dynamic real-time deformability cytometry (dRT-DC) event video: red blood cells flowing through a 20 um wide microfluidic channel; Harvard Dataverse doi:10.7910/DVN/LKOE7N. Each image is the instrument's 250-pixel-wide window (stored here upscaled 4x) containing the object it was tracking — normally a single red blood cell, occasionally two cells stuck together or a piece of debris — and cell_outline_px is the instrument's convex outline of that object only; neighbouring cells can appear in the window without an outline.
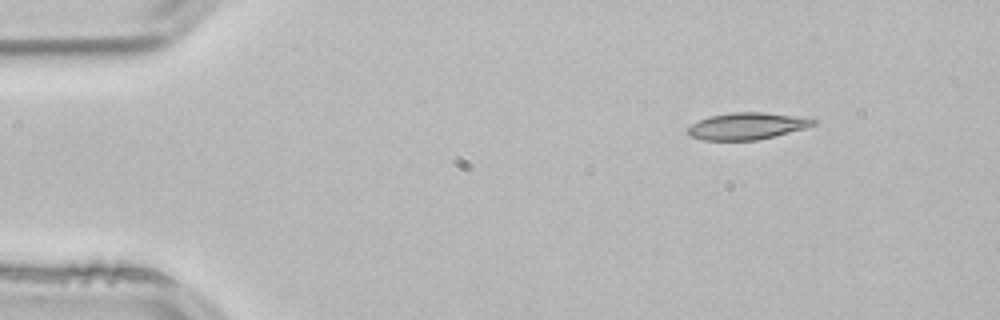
{"species": "common noctule bat (a hibernating species)", "species_latin": "Nyctalus noctula", "temperature_condition": "room temperature", "stored_images_in_passage": 2, "camera_frame_rate_fps": 3000, "um_per_image_px": 0.085, "animal": {"sex": "male", "body_mass_g": 21.5, "forearm_length_mm": 52.0}, "frame": {"image": 1, "passage_image": 1, "time_ms": 0.0, "image_size_px": [1000, 320], "cell_outline_px": [[820, 120], [816, 124], [804, 128], [756, 140], [704, 140], [688, 136], [688, 128], [692, 124], [708, 116], [732, 112], [760, 112], [792, 116]], "centroid_in_image_um": [63.45, 10.71], "position_along_channel_um": 21.6, "area_um2": 19.31}}